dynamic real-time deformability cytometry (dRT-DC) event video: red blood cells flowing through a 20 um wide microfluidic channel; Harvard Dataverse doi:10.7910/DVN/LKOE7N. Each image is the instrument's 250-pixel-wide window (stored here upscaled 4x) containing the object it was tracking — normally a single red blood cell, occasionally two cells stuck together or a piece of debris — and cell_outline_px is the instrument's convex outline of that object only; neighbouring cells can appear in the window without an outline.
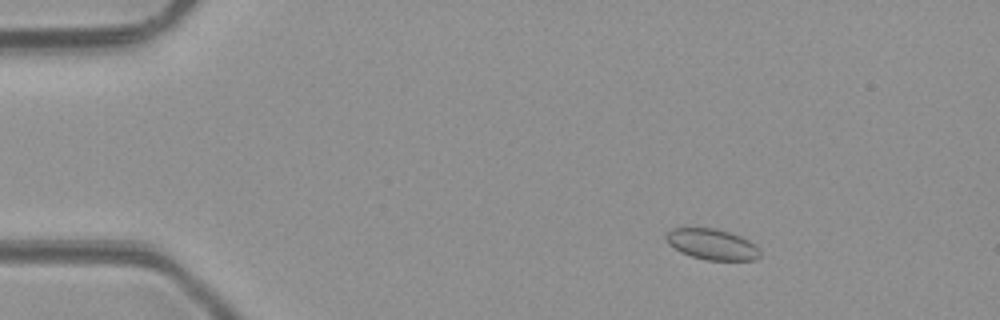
{"species": "common noctule bat (a hibernating species)", "species_latin": "Nyctalus noctula", "temperature_condition": "room temperature", "stored_images_in_passage": 4, "camera_frame_rate_fps": 3000, "um_per_image_px": 0.085, "animal": {"sex": "male", "body_mass_g": 23.1, "forearm_length_mm": 52.7}, "frame": {"image": 1, "passage_image": 3, "time_ms": 2.333, "image_size_px": [1000, 320], "cell_outline_px": [[760, 256], [756, 260], [704, 260], [680, 252], [668, 244], [664, 236], [672, 228], [716, 228], [740, 236], [756, 244], [760, 248]], "centroid_in_image_um": [60.53, 20.77], "position_along_channel_um": 24.5, "area_um2": 16.99}}